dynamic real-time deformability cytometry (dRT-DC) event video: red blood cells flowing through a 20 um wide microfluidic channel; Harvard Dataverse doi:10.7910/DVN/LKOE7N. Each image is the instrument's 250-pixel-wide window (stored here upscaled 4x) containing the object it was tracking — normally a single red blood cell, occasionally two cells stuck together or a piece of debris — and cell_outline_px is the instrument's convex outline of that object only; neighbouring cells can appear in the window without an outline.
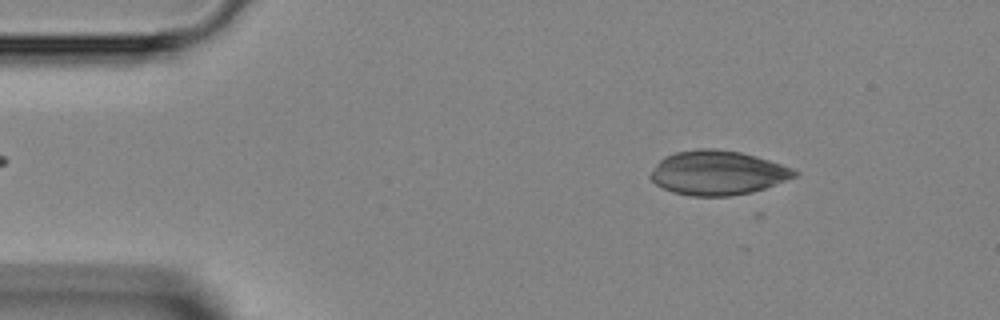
{"species": "Egyptian fruit bat (a non-hibernating species)", "species_latin": "Rousettus aegyptiacus", "temperature_condition": "room temperature", "stored_images_in_passage": 12, "camera_frame_rate_fps": 3000, "um_per_image_px": 0.085, "animal": {"sex": "female"}, "frame": {"image": 1, "passage_image": 3, "time_ms": 0.667, "image_size_px": [1000, 320], "cell_outline_px": [[800, 176], [752, 192], [728, 196], [692, 196], [672, 192], [656, 184], [648, 176], [656, 164], [664, 156], [676, 152], [700, 148], [716, 148], [740, 152], [756, 156], [792, 168], [800, 172]], "centroid_in_image_um": [61.01, 14.68], "position_along_channel_um": 24.0, "area_um2": 37.28}}
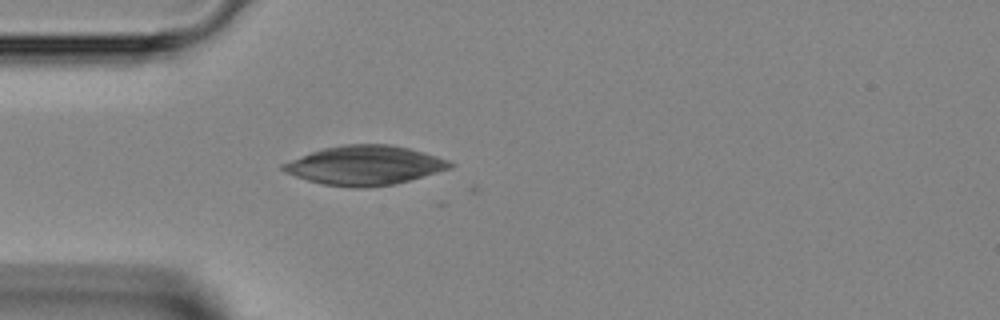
{"frame": {"image": 2, "passage_image": 9, "time_ms": 2.667, "image_size_px": [1000, 320], "cell_outline_px": [[456, 164], [452, 168], [396, 184], [364, 188], [352, 188], [324, 184], [308, 180], [284, 172], [280, 168], [280, 164], [312, 152], [324, 148], [344, 144], [392, 144], [424, 152], [448, 160]], "centroid_in_image_um": [31.03, 14.06], "position_along_channel_um": 54.0, "area_um2": 38.21}}